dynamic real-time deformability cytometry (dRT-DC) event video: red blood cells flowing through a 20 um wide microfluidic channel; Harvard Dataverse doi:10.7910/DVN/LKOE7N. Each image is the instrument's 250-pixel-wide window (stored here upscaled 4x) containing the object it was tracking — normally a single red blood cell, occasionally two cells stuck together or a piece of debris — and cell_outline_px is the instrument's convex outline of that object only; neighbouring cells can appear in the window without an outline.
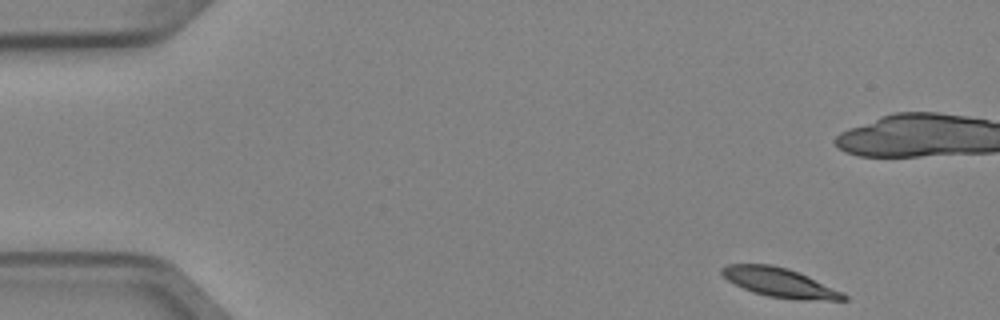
{"species": "Egyptian fruit bat (a non-hibernating species)", "species_latin": "Rousettus aegyptiacus", "temperature_condition": "cold", "stored_images_in_passage": 4, "camera_frame_rate_fps": 3000, "um_per_image_px": 0.085, "animal": {"sex": "female"}, "frame": {"image": 1, "passage_image": 1, "time_ms": 0.0, "image_size_px": [1000, 320], "cell_outline_px": [[848, 300], [796, 300], [768, 296], [752, 292], [728, 280], [720, 272], [720, 268], [728, 264], [772, 264], [788, 268], [808, 276], [848, 296]], "centroid_in_image_um": [66.25, 24.01], "position_along_channel_um": 18.8, "area_um2": 20.52}}